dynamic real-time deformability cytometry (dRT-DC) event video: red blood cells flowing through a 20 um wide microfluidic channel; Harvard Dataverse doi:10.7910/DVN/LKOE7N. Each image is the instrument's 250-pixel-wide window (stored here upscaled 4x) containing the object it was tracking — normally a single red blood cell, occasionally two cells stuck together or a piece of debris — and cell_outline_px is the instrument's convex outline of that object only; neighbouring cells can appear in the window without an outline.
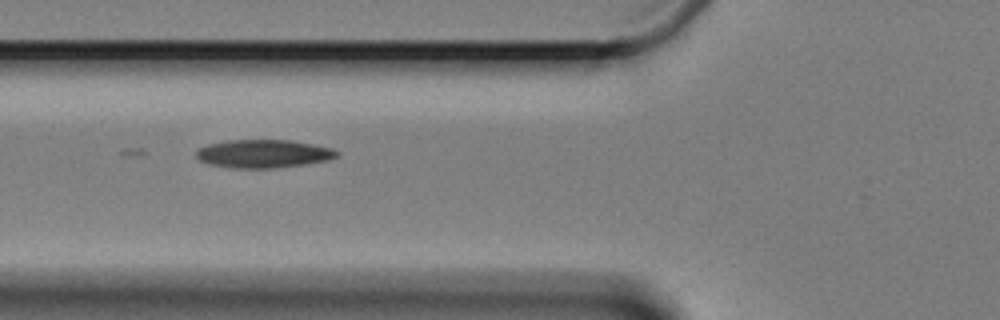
{"species": "Egyptian fruit bat (a non-hibernating species)", "species_latin": "Rousettus aegyptiacus", "temperature_condition": "cold", "stored_images_in_passage": 4, "camera_frame_rate_fps": 3000, "um_per_image_px": 0.085, "animal": {"sex": "female"}, "frame": {"image": 1, "passage_image": 2, "time_ms": 1.0, "image_size_px": [1000, 320], "cell_outline_px": [[340, 152], [336, 156], [328, 160], [304, 164], [272, 168], [236, 168], [208, 164], [200, 160], [196, 156], [196, 148], [208, 144], [228, 140], [288, 140], [312, 144], [332, 148]], "centroid_in_image_um": [22.35, 13.06], "position_along_channel_um": 103.4, "area_um2": 23.0}}
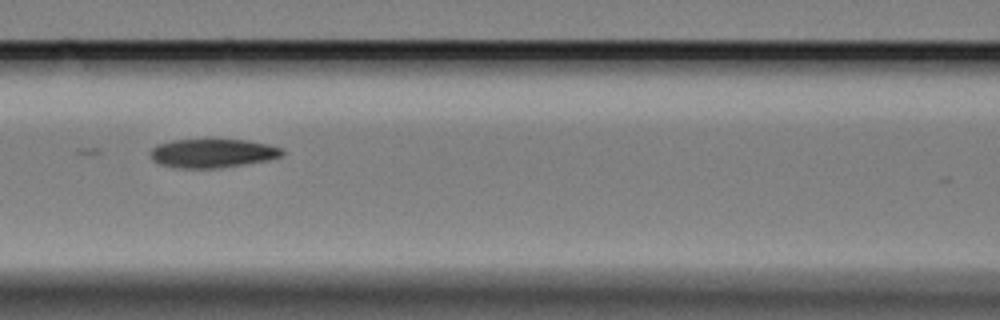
{"frame": {"image": 2, "passage_image": 3, "time_ms": 2.333, "image_size_px": [1000, 320], "cell_outline_px": [[284, 152], [280, 156], [268, 160], [220, 168], [176, 168], [160, 164], [152, 160], [148, 152], [156, 144], [172, 140], [248, 140], [268, 144], [284, 148]], "centroid_in_image_um": [18.04, 13.02], "position_along_channel_um": 148.6, "area_um2": 22.25}}
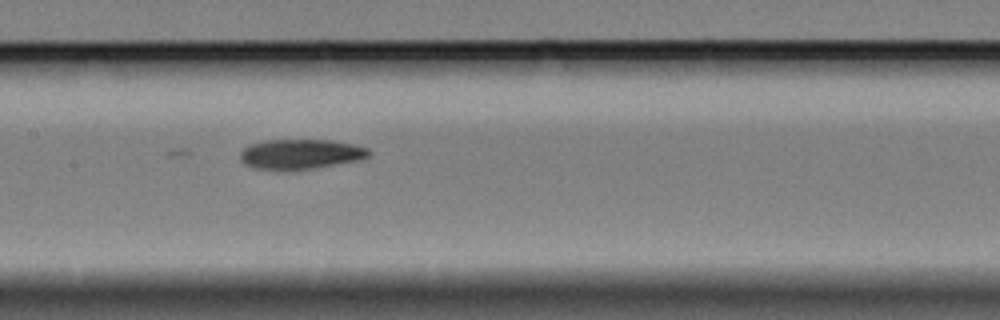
{"frame": {"image": 3, "passage_image": 4, "time_ms": 3.333, "image_size_px": [1000, 320], "cell_outline_px": [[372, 152], [368, 156], [356, 160], [308, 168], [256, 168], [240, 160], [240, 152], [248, 144], [264, 140], [332, 140], [352, 144], [368, 148]], "centroid_in_image_um": [25.54, 13.05], "position_along_channel_um": 181.9, "area_um2": 21.62}}